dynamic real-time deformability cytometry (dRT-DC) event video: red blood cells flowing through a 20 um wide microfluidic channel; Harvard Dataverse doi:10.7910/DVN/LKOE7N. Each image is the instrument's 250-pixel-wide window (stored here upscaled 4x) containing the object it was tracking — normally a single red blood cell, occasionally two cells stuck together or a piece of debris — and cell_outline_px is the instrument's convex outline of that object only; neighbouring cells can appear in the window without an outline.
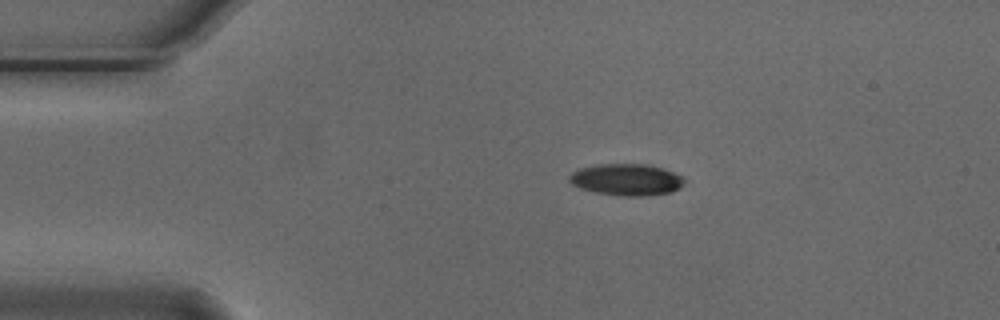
{"species": "Egyptian fruit bat (a non-hibernating species)", "species_latin": "Rousettus aegyptiacus", "temperature_condition": "cold", "stored_images_in_passage": 28, "camera_frame_rate_fps": 3000, "um_per_image_px": 0.085, "animal": {"sex": "male"}, "frame": {"image": 1, "passage_image": 1, "time_ms": 0.0, "image_size_px": [1000, 320], "cell_outline_px": [[684, 184], [680, 188], [672, 192], [644, 196], [620, 196], [596, 192], [580, 188], [572, 184], [568, 180], [568, 176], [572, 172], [580, 168], [596, 164], [648, 164], [684, 176]], "centroid_in_image_um": [53.25, 15.27], "position_along_channel_um": 31.8, "area_um2": 21.33}}
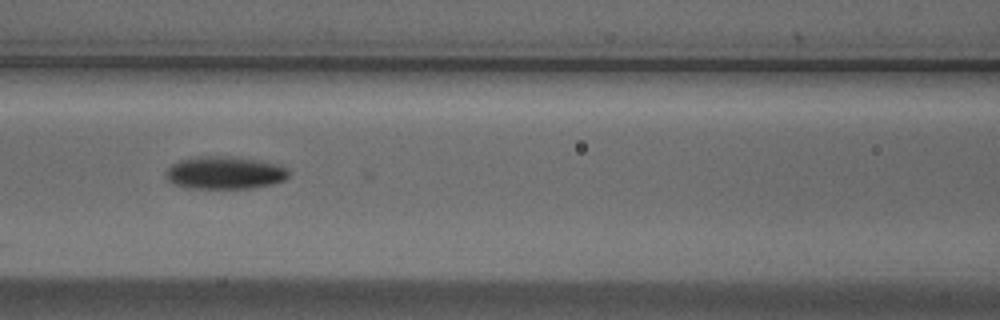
{"frame": {"image": 2, "passage_image": 14, "time_ms": 4.333, "image_size_px": [1000, 320], "cell_outline_px": [[288, 176], [284, 180], [272, 184], [252, 188], [188, 188], [172, 184], [164, 176], [164, 172], [172, 164], [180, 160], [196, 156], [228, 156], [256, 160], [276, 164], [284, 168], [288, 172]], "centroid_in_image_um": [19.03, 14.69], "position_along_channel_um": 147.6, "area_um2": 23.35}}
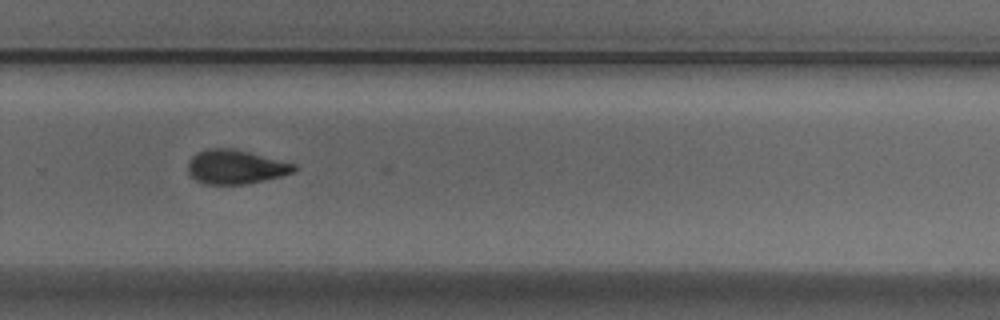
{"frame": {"image": 3, "passage_image": 27, "time_ms": 8.667, "image_size_px": [1000, 320], "cell_outline_px": [[296, 168], [292, 172], [280, 176], [248, 184], [204, 184], [196, 180], [188, 172], [188, 160], [196, 152], [208, 148], [236, 148], [296, 164]], "centroid_in_image_um": [19.99, 14.17], "position_along_channel_um": 309.8, "area_um2": 21.21}}